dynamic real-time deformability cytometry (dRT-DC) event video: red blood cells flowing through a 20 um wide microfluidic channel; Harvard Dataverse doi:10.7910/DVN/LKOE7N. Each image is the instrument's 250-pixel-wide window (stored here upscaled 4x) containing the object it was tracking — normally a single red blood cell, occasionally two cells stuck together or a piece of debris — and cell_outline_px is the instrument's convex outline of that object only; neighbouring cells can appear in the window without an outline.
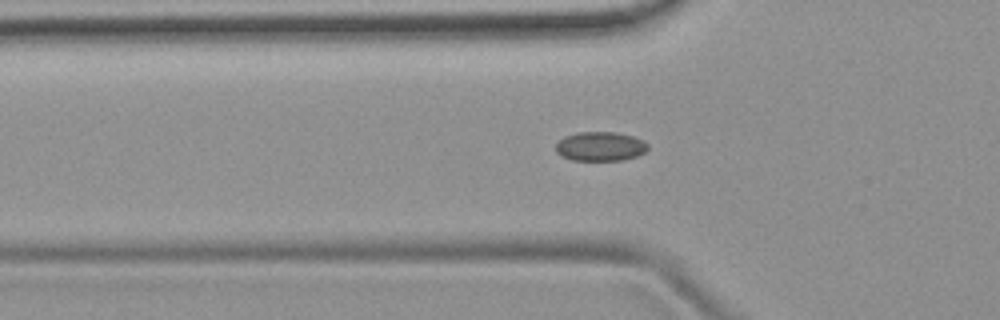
{"species": "common noctule bat (a hibernating species)", "species_latin": "Nyctalus noctula", "temperature_condition": "room temperature", "stored_images_in_passage": 54, "camera_frame_rate_fps": 3000, "um_per_image_px": 0.085, "animal": {"sex": "female", "body_mass_g": 19.9}, "frame": {"image": 1, "passage_image": 18, "time_ms": 5.667, "image_size_px": [1000, 320], "cell_outline_px": [[648, 148], [644, 152], [636, 156], [624, 160], [572, 160], [560, 156], [556, 152], [556, 144], [564, 136], [576, 132], [616, 132], [632, 136], [644, 140], [648, 144]], "centroid_in_image_um": [51.01, 12.44], "position_along_channel_um": 74.8, "area_um2": 15.78}}
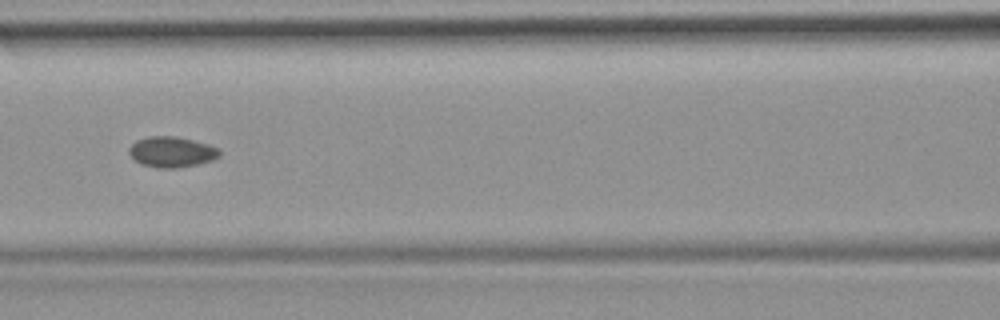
{"frame": {"image": 2, "passage_image": 24, "time_ms": 7.667, "image_size_px": [1000, 320], "cell_outline_px": [[220, 156], [212, 160], [196, 164], [176, 168], [160, 168], [140, 164], [128, 152], [128, 148], [136, 140], [148, 136], [176, 136], [208, 144], [220, 148]], "centroid_in_image_um": [14.59, 12.9], "position_along_channel_um": 152.0, "area_um2": 16.13}}
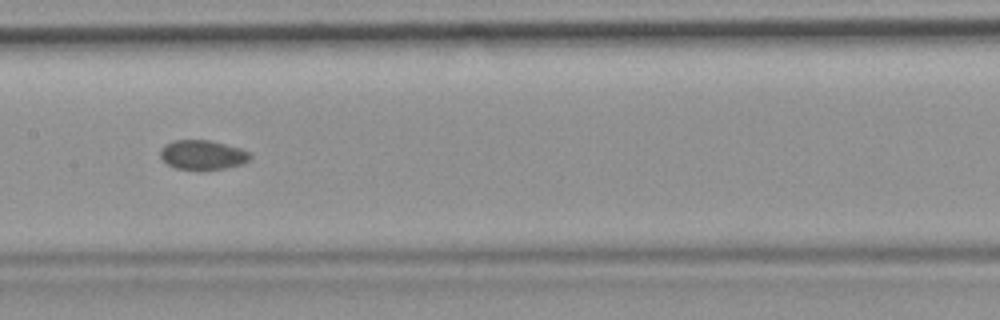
{"frame": {"image": 3, "passage_image": 27, "time_ms": 8.667, "image_size_px": [1000, 320], "cell_outline_px": [[252, 156], [244, 164], [224, 168], [200, 172], [176, 168], [168, 164], [160, 156], [160, 148], [164, 144], [172, 140], [212, 140], [240, 148], [252, 152]], "centroid_in_image_um": [17.23, 13.18], "position_along_channel_um": 190.2, "area_um2": 16.01}, "authors_computed_cell_mechanics": {"area_um2": 16.184, "velocity_mm_per_s": 3.8462, "shape_relaxation_time_tau1_ms": null, "shape_relaxation_time_tau2_ms": 2.4363, "deformation_change_tau1": null, "deformation_change_tau2": 0.0368}}